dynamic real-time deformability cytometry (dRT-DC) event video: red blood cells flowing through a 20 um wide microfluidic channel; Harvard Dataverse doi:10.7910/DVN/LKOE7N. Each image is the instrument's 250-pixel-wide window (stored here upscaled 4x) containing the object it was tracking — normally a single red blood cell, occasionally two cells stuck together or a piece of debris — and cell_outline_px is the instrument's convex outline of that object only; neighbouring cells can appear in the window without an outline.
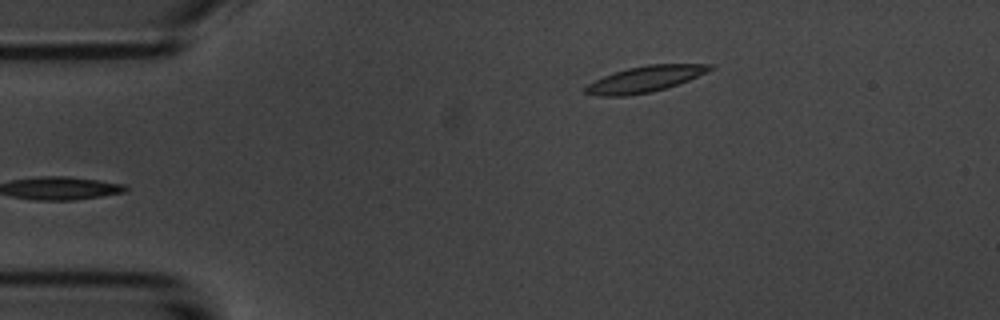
{"species": "common noctule bat (a hibernating species)", "species_latin": "Nyctalus noctula", "temperature_condition": "room temperature", "stored_images_in_passage": 3, "camera_frame_rate_fps": 3000, "um_per_image_px": 0.085, "animal": {"sex": "male", "body_mass_g": 20.1, "forearm_length_mm": 53.5}, "frame": {"image": 1, "passage_image": 3, "time_ms": 2.333, "image_size_px": [1000, 320], "cell_outline_px": [[716, 68], [688, 80], [664, 88], [648, 92], [624, 96], [600, 96], [584, 92], [584, 88], [588, 84], [604, 76], [628, 68], [648, 64], [716, 64]], "centroid_in_image_um": [54.86, 6.71], "position_along_channel_um": 30.1, "area_um2": 18.55}}